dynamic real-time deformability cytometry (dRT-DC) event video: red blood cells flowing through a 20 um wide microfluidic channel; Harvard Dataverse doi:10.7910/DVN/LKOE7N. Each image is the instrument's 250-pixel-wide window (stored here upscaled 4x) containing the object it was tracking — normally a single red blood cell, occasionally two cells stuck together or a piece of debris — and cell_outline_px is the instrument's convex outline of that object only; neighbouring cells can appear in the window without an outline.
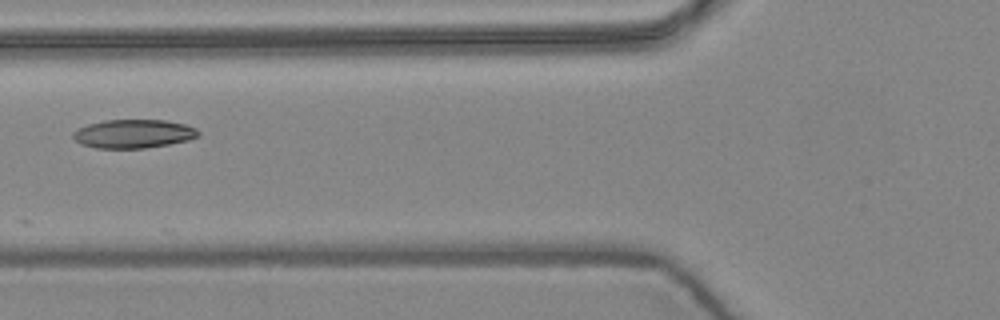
{"species": "common noctule bat (a hibernating species)", "species_latin": "Nyctalus noctula", "temperature_condition": "warm", "stored_images_in_passage": 6, "camera_frame_rate_fps": 3000, "um_per_image_px": 0.085, "animal": {"sex": "female", "body_mass_g": 24.6, "forearm_length_mm": 56.2}, "frame": {"image": 1, "passage_image": 6, "time_ms": 1.667, "image_size_px": [1000, 320], "cell_outline_px": [[200, 136], [188, 140], [168, 144], [144, 148], [96, 148], [80, 144], [72, 136], [72, 132], [88, 124], [104, 120], [164, 120], [184, 124], [196, 128], [200, 132]], "centroid_in_image_um": [11.35, 11.37], "position_along_channel_um": 114.5, "area_um2": 20.87}}